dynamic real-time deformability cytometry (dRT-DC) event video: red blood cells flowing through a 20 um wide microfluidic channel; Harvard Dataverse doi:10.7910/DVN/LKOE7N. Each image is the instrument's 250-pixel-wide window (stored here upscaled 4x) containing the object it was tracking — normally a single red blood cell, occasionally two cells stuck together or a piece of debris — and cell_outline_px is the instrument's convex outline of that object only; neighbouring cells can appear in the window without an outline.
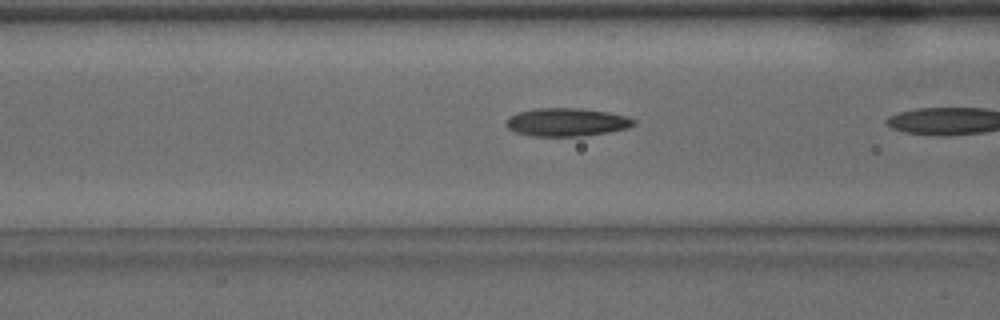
{"species": "common noctule bat (a hibernating species)", "species_latin": "Nyctalus noctula", "temperature_condition": "warm", "stored_images_in_passage": 5, "camera_frame_rate_fps": 3000, "um_per_image_px": 0.085, "animal": {"sex": "male", "body_mass_g": 15.6}, "frame": {"image": 1, "passage_image": 4, "time_ms": 1.0, "image_size_px": [1000, 320], "cell_outline_px": [[636, 124], [628, 128], [608, 132], [584, 136], [532, 136], [512, 132], [504, 124], [508, 116], [516, 112], [536, 108], [580, 108], [608, 112], [628, 116], [636, 120]], "centroid_in_image_um": [48.13, 10.38], "position_along_channel_um": 118.5, "area_um2": 21.33}}